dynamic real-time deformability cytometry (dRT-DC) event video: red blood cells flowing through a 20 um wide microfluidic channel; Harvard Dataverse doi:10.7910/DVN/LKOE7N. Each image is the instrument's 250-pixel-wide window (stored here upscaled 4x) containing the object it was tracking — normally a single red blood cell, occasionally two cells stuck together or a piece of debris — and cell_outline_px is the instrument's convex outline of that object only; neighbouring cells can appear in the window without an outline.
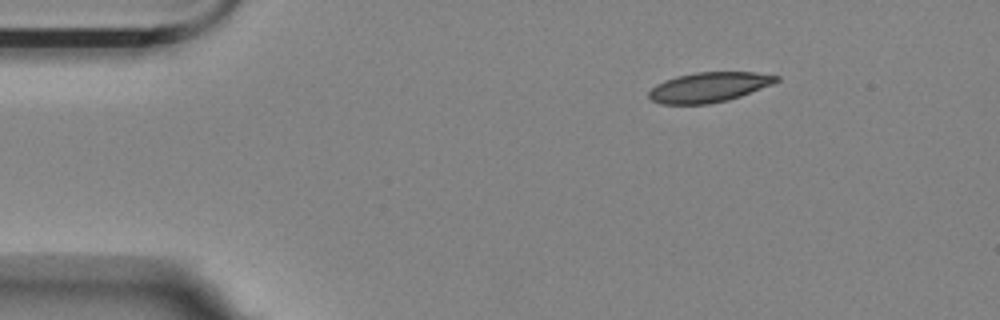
{"species": "Egyptian fruit bat (a non-hibernating species)", "species_latin": "Rousettus aegyptiacus", "temperature_condition": "room temperature", "stored_images_in_passage": 4, "camera_frame_rate_fps": 3000, "um_per_image_px": 0.085, "animal": {"sex": "female"}, "frame": {"image": 1, "passage_image": 1, "time_ms": 0.0, "image_size_px": [1000, 320], "cell_outline_px": [[780, 80], [772, 84], [740, 96], [728, 100], [708, 104], [660, 104], [652, 100], [648, 96], [648, 92], [656, 84], [664, 80], [676, 76], [696, 72], [756, 72], [780, 76]], "centroid_in_image_um": [60.25, 7.41], "position_along_channel_um": 24.8, "area_um2": 22.25}}